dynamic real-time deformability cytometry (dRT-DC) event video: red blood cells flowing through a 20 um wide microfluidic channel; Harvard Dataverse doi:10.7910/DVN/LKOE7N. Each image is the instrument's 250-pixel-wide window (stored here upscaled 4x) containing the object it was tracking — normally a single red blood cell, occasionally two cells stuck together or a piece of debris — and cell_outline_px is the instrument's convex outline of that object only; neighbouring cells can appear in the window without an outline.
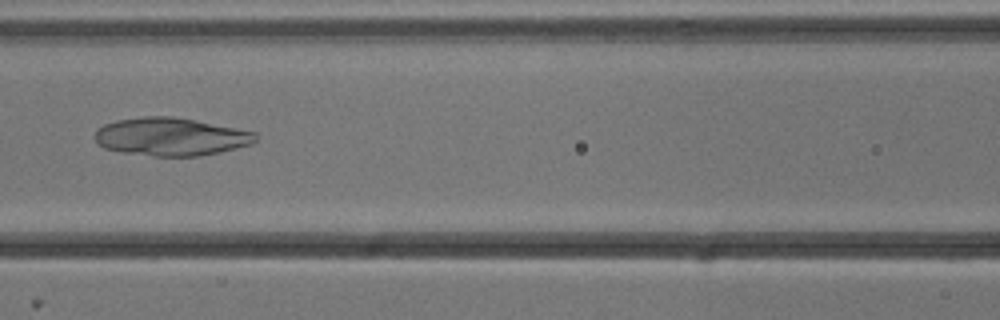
{"species": "common noctule bat (a hibernating species)", "species_latin": "Nyctalus noctula", "temperature_condition": "cold", "stored_images_in_passage": 52, "camera_frame_rate_fps": 3000, "um_per_image_px": 0.085, "animal": {"sex": "male", "body_mass_g": 13.3}, "frame": {"image": 1, "passage_image": 22, "time_ms": 7.0, "image_size_px": [1000, 320], "cell_outline_px": [[256, 140], [252, 144], [220, 152], [196, 156], [152, 156], [124, 152], [104, 148], [96, 144], [92, 136], [104, 124], [116, 120], [144, 116], [172, 116], [236, 128], [256, 132]], "centroid_in_image_um": [14.48, 11.62], "position_along_channel_um": 152.1, "area_um2": 35.55}}
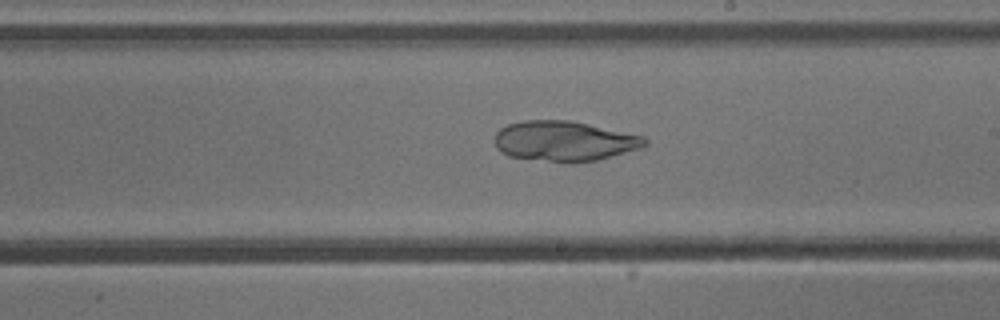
{"frame": {"image": 2, "passage_image": 29, "time_ms": 9.333, "image_size_px": [1000, 320], "cell_outline_px": [[648, 144], [640, 148], [596, 160], [572, 164], [568, 164], [508, 156], [500, 152], [496, 148], [496, 132], [500, 128], [508, 124], [524, 120], [572, 120], [644, 136], [648, 140]], "centroid_in_image_um": [47.96, 12.0], "position_along_channel_um": 241.0, "area_um2": 35.49}}
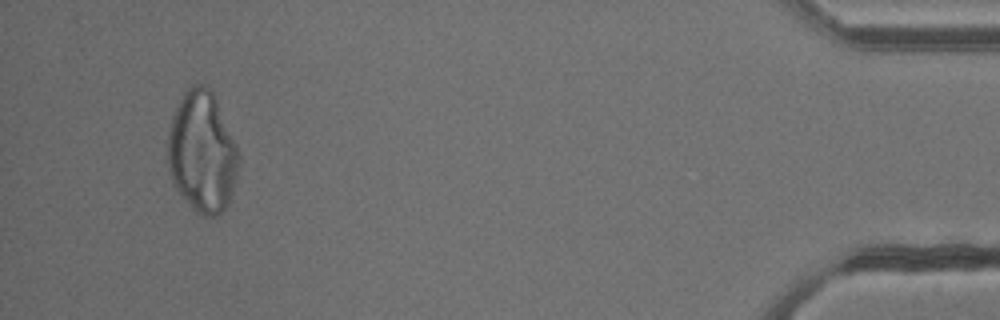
{"frame": {"image": 3, "passage_image": 49, "time_ms": 16.0, "image_size_px": [1000, 320], "cell_outline_px": [[240, 160], [232, 192], [228, 204], [216, 216], [200, 216], [188, 204], [172, 184], [164, 160], [168, 136], [172, 116], [184, 92], [192, 84], [204, 84], [212, 92], [216, 100], [236, 144], [240, 156]], "centroid_in_image_um": [17.14, 12.96], "position_along_channel_um": 418.1, "area_um2": 50.52}}